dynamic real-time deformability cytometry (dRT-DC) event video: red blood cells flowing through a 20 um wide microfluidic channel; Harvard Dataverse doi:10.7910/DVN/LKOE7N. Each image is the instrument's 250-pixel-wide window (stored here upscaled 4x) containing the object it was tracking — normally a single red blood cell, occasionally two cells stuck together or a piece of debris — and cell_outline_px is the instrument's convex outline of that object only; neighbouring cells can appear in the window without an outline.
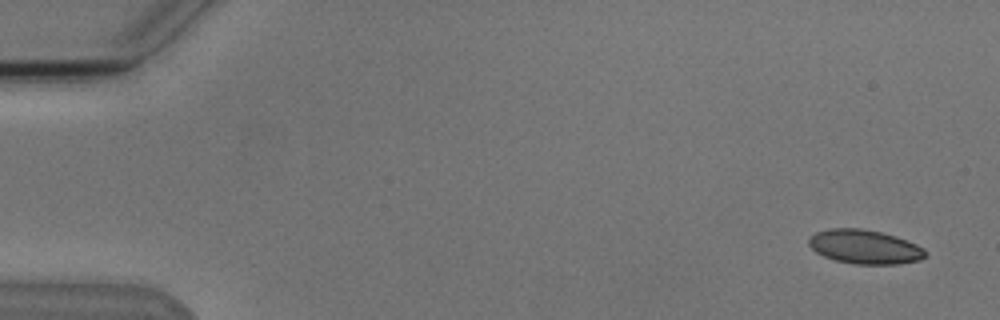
{"species": "Egyptian fruit bat (a non-hibernating species)", "species_latin": "Rousettus aegyptiacus", "temperature_condition": "cold", "stored_images_in_passage": 6, "camera_frame_rate_fps": 3000, "um_per_image_px": 0.085, "animal": {"sex": "male"}, "frame": {"image": 1, "passage_image": 1, "time_ms": 0.0, "image_size_px": [1000, 320], "cell_outline_px": [[928, 256], [920, 260], [900, 264], [856, 264], [836, 260], [824, 256], [816, 252], [808, 244], [808, 236], [816, 232], [832, 228], [860, 228], [880, 232], [896, 236], [916, 244], [924, 248], [928, 252]], "centroid_in_image_um": [73.52, 20.98], "position_along_channel_um": 11.5, "area_um2": 23.29}}
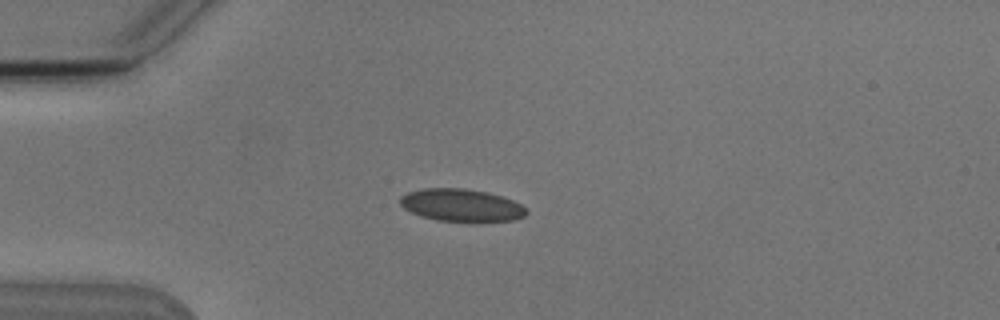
{"frame": {"image": 2, "passage_image": 4, "time_ms": 4.0, "image_size_px": [1000, 320], "cell_outline_px": [[528, 212], [524, 216], [516, 220], [476, 224], [436, 220], [420, 216], [404, 208], [400, 204], [400, 196], [408, 192], [424, 188], [464, 188], [484, 192], [500, 196], [512, 200], [528, 208]], "centroid_in_image_um": [39.26, 17.49], "position_along_channel_um": 45.7, "area_um2": 24.62}}